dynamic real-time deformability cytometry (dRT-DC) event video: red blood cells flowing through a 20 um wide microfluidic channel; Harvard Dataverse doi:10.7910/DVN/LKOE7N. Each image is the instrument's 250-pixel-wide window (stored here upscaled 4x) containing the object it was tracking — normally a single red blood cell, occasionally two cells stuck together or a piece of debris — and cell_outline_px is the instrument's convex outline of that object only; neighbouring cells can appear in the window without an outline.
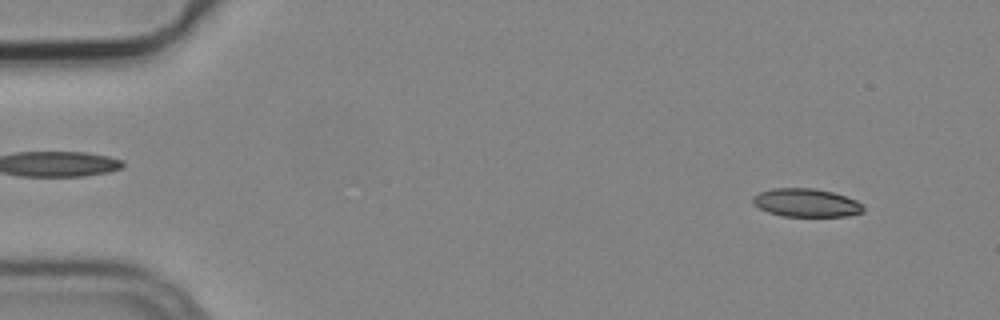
{"species": "common noctule bat (a hibernating species)", "species_latin": "Nyctalus noctula", "temperature_condition": "cold", "stored_images_in_passage": 4, "camera_frame_rate_fps": 3000, "um_per_image_px": 0.085, "animal": {"sex": "male", "body_mass_g": 19.2, "forearm_length_mm": 51.8}, "frame": {"image": 1, "passage_image": 1, "time_ms": 0.0, "image_size_px": [1000, 320], "cell_outline_px": [[864, 212], [848, 216], [780, 216], [768, 212], [752, 204], [752, 196], [760, 192], [772, 188], [816, 188], [832, 192], [856, 200], [864, 204]], "centroid_in_image_um": [68.53, 17.23], "position_along_channel_um": 16.5, "area_um2": 18.38}}
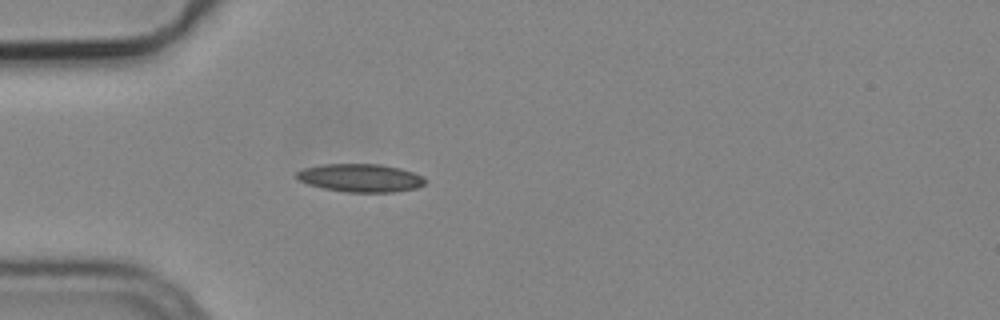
{"frame": {"image": 2, "passage_image": 4, "time_ms": 1.0, "image_size_px": [1000, 320], "cell_outline_px": [[424, 184], [416, 188], [392, 192], [348, 192], [324, 188], [308, 184], [300, 180], [296, 176], [296, 172], [304, 168], [324, 164], [380, 164], [400, 168], [424, 176]], "centroid_in_image_um": [30.65, 15.12], "position_along_channel_um": 54.4, "area_um2": 20.87}}